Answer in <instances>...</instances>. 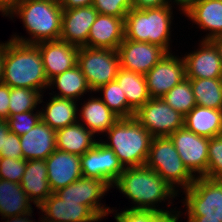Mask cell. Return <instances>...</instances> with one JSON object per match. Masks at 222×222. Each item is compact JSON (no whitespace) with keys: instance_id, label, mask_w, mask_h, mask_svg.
Wrapping results in <instances>:
<instances>
[{"instance_id":"obj_30","label":"cell","mask_w":222,"mask_h":222,"mask_svg":"<svg viewBox=\"0 0 222 222\" xmlns=\"http://www.w3.org/2000/svg\"><path fill=\"white\" fill-rule=\"evenodd\" d=\"M115 81L121 86L128 105L135 112L151 98L146 77L143 74L120 68Z\"/></svg>"},{"instance_id":"obj_3","label":"cell","mask_w":222,"mask_h":222,"mask_svg":"<svg viewBox=\"0 0 222 222\" xmlns=\"http://www.w3.org/2000/svg\"><path fill=\"white\" fill-rule=\"evenodd\" d=\"M2 83L9 87L38 90L41 94L48 91L49 81L36 44L7 40Z\"/></svg>"},{"instance_id":"obj_11","label":"cell","mask_w":222,"mask_h":222,"mask_svg":"<svg viewBox=\"0 0 222 222\" xmlns=\"http://www.w3.org/2000/svg\"><path fill=\"white\" fill-rule=\"evenodd\" d=\"M83 177L104 181L111 189L125 167L114 151L100 140L95 146L80 156Z\"/></svg>"},{"instance_id":"obj_6","label":"cell","mask_w":222,"mask_h":222,"mask_svg":"<svg viewBox=\"0 0 222 222\" xmlns=\"http://www.w3.org/2000/svg\"><path fill=\"white\" fill-rule=\"evenodd\" d=\"M181 193L179 222L182 218L186 222H222V180L196 177L192 185Z\"/></svg>"},{"instance_id":"obj_41","label":"cell","mask_w":222,"mask_h":222,"mask_svg":"<svg viewBox=\"0 0 222 222\" xmlns=\"http://www.w3.org/2000/svg\"><path fill=\"white\" fill-rule=\"evenodd\" d=\"M9 96L10 87L7 84L0 83V119L7 120L10 117Z\"/></svg>"},{"instance_id":"obj_13","label":"cell","mask_w":222,"mask_h":222,"mask_svg":"<svg viewBox=\"0 0 222 222\" xmlns=\"http://www.w3.org/2000/svg\"><path fill=\"white\" fill-rule=\"evenodd\" d=\"M181 53L180 56L176 51L165 54L145 75L151 98H162L186 78L185 62Z\"/></svg>"},{"instance_id":"obj_29","label":"cell","mask_w":222,"mask_h":222,"mask_svg":"<svg viewBox=\"0 0 222 222\" xmlns=\"http://www.w3.org/2000/svg\"><path fill=\"white\" fill-rule=\"evenodd\" d=\"M33 205L20 183L0 179L1 219L34 212L36 206L33 207Z\"/></svg>"},{"instance_id":"obj_40","label":"cell","mask_w":222,"mask_h":222,"mask_svg":"<svg viewBox=\"0 0 222 222\" xmlns=\"http://www.w3.org/2000/svg\"><path fill=\"white\" fill-rule=\"evenodd\" d=\"M0 158L23 159L20 136L12 132L8 133L4 148L0 152Z\"/></svg>"},{"instance_id":"obj_39","label":"cell","mask_w":222,"mask_h":222,"mask_svg":"<svg viewBox=\"0 0 222 222\" xmlns=\"http://www.w3.org/2000/svg\"><path fill=\"white\" fill-rule=\"evenodd\" d=\"M26 169V160L0 158V179L20 183Z\"/></svg>"},{"instance_id":"obj_19","label":"cell","mask_w":222,"mask_h":222,"mask_svg":"<svg viewBox=\"0 0 222 222\" xmlns=\"http://www.w3.org/2000/svg\"><path fill=\"white\" fill-rule=\"evenodd\" d=\"M93 93L78 101V122L91 131L97 139H101L119 117L107 107L97 94L95 96Z\"/></svg>"},{"instance_id":"obj_4","label":"cell","mask_w":222,"mask_h":222,"mask_svg":"<svg viewBox=\"0 0 222 222\" xmlns=\"http://www.w3.org/2000/svg\"><path fill=\"white\" fill-rule=\"evenodd\" d=\"M174 10L170 5L144 9L132 8L124 20V39L149 42L162 47L167 53L178 51L175 47L172 49L174 42L172 37L177 35L174 32L176 26L174 16L179 14Z\"/></svg>"},{"instance_id":"obj_45","label":"cell","mask_w":222,"mask_h":222,"mask_svg":"<svg viewBox=\"0 0 222 222\" xmlns=\"http://www.w3.org/2000/svg\"><path fill=\"white\" fill-rule=\"evenodd\" d=\"M32 213L34 212H30V213L19 215V216L5 217L0 220H4L3 222H42L41 215L39 216L38 218L39 220L37 221L36 219L33 218L34 214Z\"/></svg>"},{"instance_id":"obj_24","label":"cell","mask_w":222,"mask_h":222,"mask_svg":"<svg viewBox=\"0 0 222 222\" xmlns=\"http://www.w3.org/2000/svg\"><path fill=\"white\" fill-rule=\"evenodd\" d=\"M24 160H46L56 148V131L42 120L20 136Z\"/></svg>"},{"instance_id":"obj_50","label":"cell","mask_w":222,"mask_h":222,"mask_svg":"<svg viewBox=\"0 0 222 222\" xmlns=\"http://www.w3.org/2000/svg\"><path fill=\"white\" fill-rule=\"evenodd\" d=\"M40 1L50 2V3H55V4L60 5V3H61L62 0H40Z\"/></svg>"},{"instance_id":"obj_5","label":"cell","mask_w":222,"mask_h":222,"mask_svg":"<svg viewBox=\"0 0 222 222\" xmlns=\"http://www.w3.org/2000/svg\"><path fill=\"white\" fill-rule=\"evenodd\" d=\"M104 138V139H103ZM153 136L134 118H119L99 139L124 167L146 164Z\"/></svg>"},{"instance_id":"obj_46","label":"cell","mask_w":222,"mask_h":222,"mask_svg":"<svg viewBox=\"0 0 222 222\" xmlns=\"http://www.w3.org/2000/svg\"><path fill=\"white\" fill-rule=\"evenodd\" d=\"M10 132L8 128V123L4 119H0V152L4 148L5 138Z\"/></svg>"},{"instance_id":"obj_16","label":"cell","mask_w":222,"mask_h":222,"mask_svg":"<svg viewBox=\"0 0 222 222\" xmlns=\"http://www.w3.org/2000/svg\"><path fill=\"white\" fill-rule=\"evenodd\" d=\"M36 209L42 222H101L87 206L64 201L54 192Z\"/></svg>"},{"instance_id":"obj_9","label":"cell","mask_w":222,"mask_h":222,"mask_svg":"<svg viewBox=\"0 0 222 222\" xmlns=\"http://www.w3.org/2000/svg\"><path fill=\"white\" fill-rule=\"evenodd\" d=\"M111 188L97 178L81 177L72 184L54 192L64 201L79 202L87 206L101 221L113 213L112 207L103 200Z\"/></svg>"},{"instance_id":"obj_26","label":"cell","mask_w":222,"mask_h":222,"mask_svg":"<svg viewBox=\"0 0 222 222\" xmlns=\"http://www.w3.org/2000/svg\"><path fill=\"white\" fill-rule=\"evenodd\" d=\"M48 94L59 98L81 100L92 93L86 78L78 65L56 75L49 81ZM51 90V92H50ZM55 90V91H54ZM88 93V94H87Z\"/></svg>"},{"instance_id":"obj_44","label":"cell","mask_w":222,"mask_h":222,"mask_svg":"<svg viewBox=\"0 0 222 222\" xmlns=\"http://www.w3.org/2000/svg\"><path fill=\"white\" fill-rule=\"evenodd\" d=\"M94 0H62L60 5L63 9H73L93 5Z\"/></svg>"},{"instance_id":"obj_37","label":"cell","mask_w":222,"mask_h":222,"mask_svg":"<svg viewBox=\"0 0 222 222\" xmlns=\"http://www.w3.org/2000/svg\"><path fill=\"white\" fill-rule=\"evenodd\" d=\"M41 120L40 109L12 114L6 121L10 132L21 136L31 130Z\"/></svg>"},{"instance_id":"obj_10","label":"cell","mask_w":222,"mask_h":222,"mask_svg":"<svg viewBox=\"0 0 222 222\" xmlns=\"http://www.w3.org/2000/svg\"><path fill=\"white\" fill-rule=\"evenodd\" d=\"M134 118L153 136H170L184 127V116L162 98H150L134 114Z\"/></svg>"},{"instance_id":"obj_23","label":"cell","mask_w":222,"mask_h":222,"mask_svg":"<svg viewBox=\"0 0 222 222\" xmlns=\"http://www.w3.org/2000/svg\"><path fill=\"white\" fill-rule=\"evenodd\" d=\"M44 94L45 93L41 95V105H39V109L41 120L45 124H48L53 130L57 131L78 122L77 101L72 99L59 98L53 95L49 96L48 92L45 95ZM46 95L49 97L48 100L46 99L47 97H44Z\"/></svg>"},{"instance_id":"obj_14","label":"cell","mask_w":222,"mask_h":222,"mask_svg":"<svg viewBox=\"0 0 222 222\" xmlns=\"http://www.w3.org/2000/svg\"><path fill=\"white\" fill-rule=\"evenodd\" d=\"M197 42L194 47L192 46L193 50L188 48V52L183 51L185 54H181L185 62L186 77L188 79L222 78V62L214 44L210 40Z\"/></svg>"},{"instance_id":"obj_42","label":"cell","mask_w":222,"mask_h":222,"mask_svg":"<svg viewBox=\"0 0 222 222\" xmlns=\"http://www.w3.org/2000/svg\"><path fill=\"white\" fill-rule=\"evenodd\" d=\"M170 6L177 10L181 17L189 11L199 0H169Z\"/></svg>"},{"instance_id":"obj_20","label":"cell","mask_w":222,"mask_h":222,"mask_svg":"<svg viewBox=\"0 0 222 222\" xmlns=\"http://www.w3.org/2000/svg\"><path fill=\"white\" fill-rule=\"evenodd\" d=\"M45 163L52 192H56L83 177L79 155L56 149L45 160Z\"/></svg>"},{"instance_id":"obj_48","label":"cell","mask_w":222,"mask_h":222,"mask_svg":"<svg viewBox=\"0 0 222 222\" xmlns=\"http://www.w3.org/2000/svg\"><path fill=\"white\" fill-rule=\"evenodd\" d=\"M18 0H0V15L3 17Z\"/></svg>"},{"instance_id":"obj_33","label":"cell","mask_w":222,"mask_h":222,"mask_svg":"<svg viewBox=\"0 0 222 222\" xmlns=\"http://www.w3.org/2000/svg\"><path fill=\"white\" fill-rule=\"evenodd\" d=\"M113 209L112 217L116 222H179L178 210L156 213L150 210ZM117 209V210H116Z\"/></svg>"},{"instance_id":"obj_47","label":"cell","mask_w":222,"mask_h":222,"mask_svg":"<svg viewBox=\"0 0 222 222\" xmlns=\"http://www.w3.org/2000/svg\"><path fill=\"white\" fill-rule=\"evenodd\" d=\"M7 48V41H0V83H2L3 79V66H4V58Z\"/></svg>"},{"instance_id":"obj_25","label":"cell","mask_w":222,"mask_h":222,"mask_svg":"<svg viewBox=\"0 0 222 222\" xmlns=\"http://www.w3.org/2000/svg\"><path fill=\"white\" fill-rule=\"evenodd\" d=\"M20 184L28 199L38 208L53 193L47 178L45 160H26Z\"/></svg>"},{"instance_id":"obj_15","label":"cell","mask_w":222,"mask_h":222,"mask_svg":"<svg viewBox=\"0 0 222 222\" xmlns=\"http://www.w3.org/2000/svg\"><path fill=\"white\" fill-rule=\"evenodd\" d=\"M120 68L146 75L167 52L149 42L124 39L117 49Z\"/></svg>"},{"instance_id":"obj_17","label":"cell","mask_w":222,"mask_h":222,"mask_svg":"<svg viewBox=\"0 0 222 222\" xmlns=\"http://www.w3.org/2000/svg\"><path fill=\"white\" fill-rule=\"evenodd\" d=\"M36 45L39 47L48 81L77 65L79 47L75 45L61 39L44 41Z\"/></svg>"},{"instance_id":"obj_2","label":"cell","mask_w":222,"mask_h":222,"mask_svg":"<svg viewBox=\"0 0 222 222\" xmlns=\"http://www.w3.org/2000/svg\"><path fill=\"white\" fill-rule=\"evenodd\" d=\"M63 8L61 5L40 0H18L3 16L16 18L23 24L27 35L13 33L9 38L20 43L38 44L44 41L57 40L61 35ZM28 36V37H26Z\"/></svg>"},{"instance_id":"obj_49","label":"cell","mask_w":222,"mask_h":222,"mask_svg":"<svg viewBox=\"0 0 222 222\" xmlns=\"http://www.w3.org/2000/svg\"><path fill=\"white\" fill-rule=\"evenodd\" d=\"M218 50L219 57L222 62V35L214 37L210 40Z\"/></svg>"},{"instance_id":"obj_36","label":"cell","mask_w":222,"mask_h":222,"mask_svg":"<svg viewBox=\"0 0 222 222\" xmlns=\"http://www.w3.org/2000/svg\"><path fill=\"white\" fill-rule=\"evenodd\" d=\"M204 177L222 180V135L209 138L208 167Z\"/></svg>"},{"instance_id":"obj_12","label":"cell","mask_w":222,"mask_h":222,"mask_svg":"<svg viewBox=\"0 0 222 222\" xmlns=\"http://www.w3.org/2000/svg\"><path fill=\"white\" fill-rule=\"evenodd\" d=\"M169 137L187 169L195 177L204 176L208 167L209 138L197 135L185 127Z\"/></svg>"},{"instance_id":"obj_1","label":"cell","mask_w":222,"mask_h":222,"mask_svg":"<svg viewBox=\"0 0 222 222\" xmlns=\"http://www.w3.org/2000/svg\"><path fill=\"white\" fill-rule=\"evenodd\" d=\"M113 189L118 190L130 202L131 206H125V209L150 210L156 213L179 209V203L175 201L179 194L146 165L125 167L112 186Z\"/></svg>"},{"instance_id":"obj_32","label":"cell","mask_w":222,"mask_h":222,"mask_svg":"<svg viewBox=\"0 0 222 222\" xmlns=\"http://www.w3.org/2000/svg\"><path fill=\"white\" fill-rule=\"evenodd\" d=\"M94 94H98V97L119 118L134 117L135 111L128 105L125 93L116 81L99 87Z\"/></svg>"},{"instance_id":"obj_8","label":"cell","mask_w":222,"mask_h":222,"mask_svg":"<svg viewBox=\"0 0 222 222\" xmlns=\"http://www.w3.org/2000/svg\"><path fill=\"white\" fill-rule=\"evenodd\" d=\"M77 65L83 72L92 92L115 81L120 69L117 50L80 47Z\"/></svg>"},{"instance_id":"obj_21","label":"cell","mask_w":222,"mask_h":222,"mask_svg":"<svg viewBox=\"0 0 222 222\" xmlns=\"http://www.w3.org/2000/svg\"><path fill=\"white\" fill-rule=\"evenodd\" d=\"M183 16L192 22L191 28L206 33H202L203 36L200 33L202 38L199 40H211L222 35V0H199Z\"/></svg>"},{"instance_id":"obj_35","label":"cell","mask_w":222,"mask_h":222,"mask_svg":"<svg viewBox=\"0 0 222 222\" xmlns=\"http://www.w3.org/2000/svg\"><path fill=\"white\" fill-rule=\"evenodd\" d=\"M41 93L38 90L10 87L9 114L24 113L39 109Z\"/></svg>"},{"instance_id":"obj_18","label":"cell","mask_w":222,"mask_h":222,"mask_svg":"<svg viewBox=\"0 0 222 222\" xmlns=\"http://www.w3.org/2000/svg\"><path fill=\"white\" fill-rule=\"evenodd\" d=\"M98 15L97 10L90 6L63 9L61 24V40L77 47H85L89 32Z\"/></svg>"},{"instance_id":"obj_22","label":"cell","mask_w":222,"mask_h":222,"mask_svg":"<svg viewBox=\"0 0 222 222\" xmlns=\"http://www.w3.org/2000/svg\"><path fill=\"white\" fill-rule=\"evenodd\" d=\"M124 38L123 18L98 13L85 47L117 50Z\"/></svg>"},{"instance_id":"obj_7","label":"cell","mask_w":222,"mask_h":222,"mask_svg":"<svg viewBox=\"0 0 222 222\" xmlns=\"http://www.w3.org/2000/svg\"><path fill=\"white\" fill-rule=\"evenodd\" d=\"M145 165L156 171L179 195L196 179L184 165L169 136L153 137Z\"/></svg>"},{"instance_id":"obj_43","label":"cell","mask_w":222,"mask_h":222,"mask_svg":"<svg viewBox=\"0 0 222 222\" xmlns=\"http://www.w3.org/2000/svg\"><path fill=\"white\" fill-rule=\"evenodd\" d=\"M170 5L169 0H134V8H154Z\"/></svg>"},{"instance_id":"obj_38","label":"cell","mask_w":222,"mask_h":222,"mask_svg":"<svg viewBox=\"0 0 222 222\" xmlns=\"http://www.w3.org/2000/svg\"><path fill=\"white\" fill-rule=\"evenodd\" d=\"M93 7L99 14L111 15L125 20L127 13L134 8V0H94Z\"/></svg>"},{"instance_id":"obj_28","label":"cell","mask_w":222,"mask_h":222,"mask_svg":"<svg viewBox=\"0 0 222 222\" xmlns=\"http://www.w3.org/2000/svg\"><path fill=\"white\" fill-rule=\"evenodd\" d=\"M184 127L207 138L220 136L222 135L221 109L196 105L184 116Z\"/></svg>"},{"instance_id":"obj_34","label":"cell","mask_w":222,"mask_h":222,"mask_svg":"<svg viewBox=\"0 0 222 222\" xmlns=\"http://www.w3.org/2000/svg\"><path fill=\"white\" fill-rule=\"evenodd\" d=\"M162 99L183 116L196 106L191 82L187 77L168 91Z\"/></svg>"},{"instance_id":"obj_31","label":"cell","mask_w":222,"mask_h":222,"mask_svg":"<svg viewBox=\"0 0 222 222\" xmlns=\"http://www.w3.org/2000/svg\"><path fill=\"white\" fill-rule=\"evenodd\" d=\"M196 105L221 109L222 107V78L189 79Z\"/></svg>"},{"instance_id":"obj_27","label":"cell","mask_w":222,"mask_h":222,"mask_svg":"<svg viewBox=\"0 0 222 222\" xmlns=\"http://www.w3.org/2000/svg\"><path fill=\"white\" fill-rule=\"evenodd\" d=\"M77 122L56 131L57 150L82 156L92 149L99 139Z\"/></svg>"}]
</instances>
